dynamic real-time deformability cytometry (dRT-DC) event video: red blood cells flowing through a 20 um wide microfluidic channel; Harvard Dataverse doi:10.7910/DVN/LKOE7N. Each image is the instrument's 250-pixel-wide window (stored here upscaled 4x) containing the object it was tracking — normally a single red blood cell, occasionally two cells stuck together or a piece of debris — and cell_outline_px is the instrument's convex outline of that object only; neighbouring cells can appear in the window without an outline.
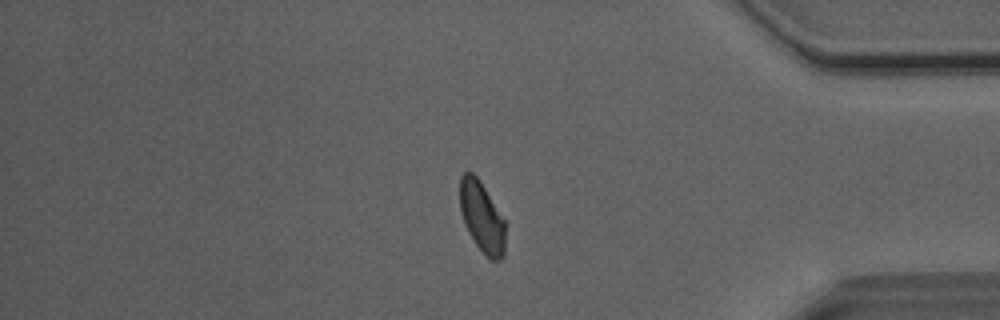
{"species": "Egyptian fruit bat (a non-hibernating species)", "species_latin": "Rousettus aegyptiacus", "temperature_condition": "room temperature", "stored_images_in_passage": 51, "camera_frame_rate_fps": 3000, "um_per_image_px": 0.085, "animal": {"sex": "male"}, "frame": {"image": 1, "passage_image": 43, "time_ms": 14.0, "image_size_px": [1000, 320], "cell_outline_px": [[504, 256], [500, 260], [488, 260], [484, 256], [468, 232], [460, 212], [460, 176], [464, 172], [472, 172], [480, 180], [504, 220]], "centroid_in_image_um": [40.94, 18.47], "position_along_channel_um": 394.3, "area_um2": 18.67}}
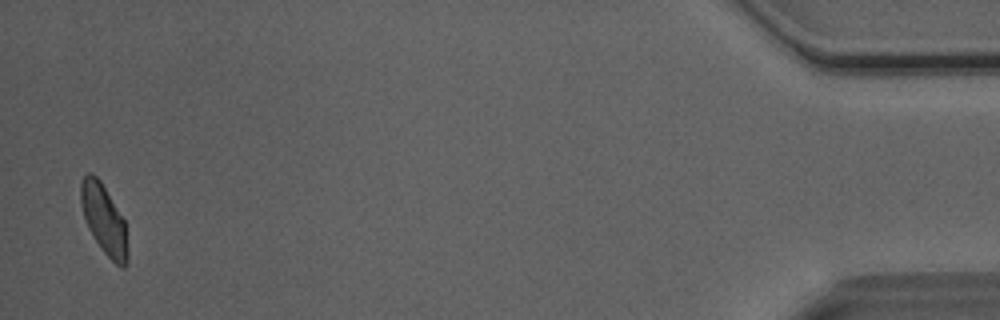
{"frame": {"image": 2, "passage_image": 50, "time_ms": 16.333, "image_size_px": [1000, 320], "cell_outline_px": [[128, 260], [124, 268], [120, 268], [104, 252], [88, 228], [84, 216], [80, 200], [80, 184], [84, 176], [88, 172], [92, 172], [100, 180], [124, 220], [128, 252]], "centroid_in_image_um": [8.83, 18.65], "position_along_channel_um": 426.4, "area_um2": 18.73}, "authors_computed_cell_mechanics": {"area_um2": 19.9988, "velocity_mm_per_s": 4.0417, "shape_relaxation_time_tau1_ms": 4.6994, "shape_relaxation_time_tau2_ms": 1.3875, "deformation_change_tau1": 0.1191, "deformation_change_tau2": 0.0628}}